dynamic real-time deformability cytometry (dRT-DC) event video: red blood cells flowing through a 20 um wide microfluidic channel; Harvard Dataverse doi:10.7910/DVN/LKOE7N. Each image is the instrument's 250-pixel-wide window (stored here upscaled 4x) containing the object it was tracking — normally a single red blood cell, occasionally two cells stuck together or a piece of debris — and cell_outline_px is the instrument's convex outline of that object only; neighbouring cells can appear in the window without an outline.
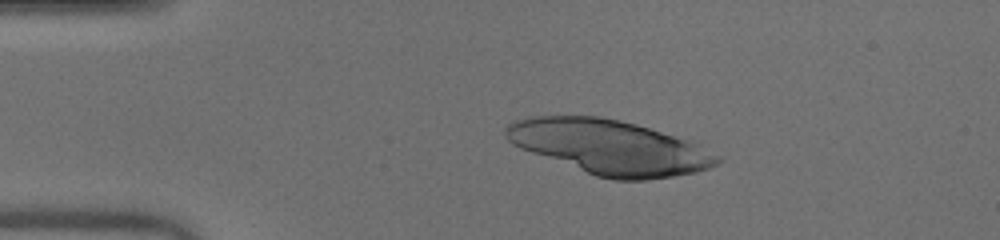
{"species": "human", "species_latin": "Homo sapiens", "temperature_condition": "warm", "stored_images_in_passage": 50, "camera_frame_rate_fps": 3000, "um_per_image_px": 0.085, "donor": {"sex": "male"}, "frame": {"image": 1, "passage_image": 10, "time_ms": 3.0, "image_size_px": [1000, 240], "cell_outline_px": [[724, 160], [720, 164], [696, 172], [648, 180], [616, 180], [596, 176], [520, 148], [512, 144], [504, 136], [504, 128], [508, 124], [516, 120], [528, 116], [600, 116], [620, 120], [636, 124], [688, 140], [700, 144], [720, 156]], "centroid_in_image_um": [51.83, 12.5], "position_along_channel_um": 33.2, "area_um2": 67.11}}
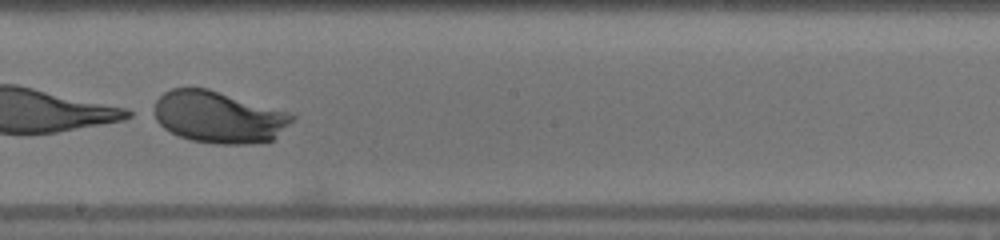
{"frame": {"image": 2, "passage_image": 29, "time_ms": 9.333, "image_size_px": [1000, 240], "cell_outline_px": [[296, 116], [272, 140], [248, 144], [216, 144], [192, 140], [180, 136], [164, 128], [156, 120], [152, 108], [156, 100], [164, 92], [172, 88], [208, 88], [288, 112]], "centroid_in_image_um": [18.54, 9.94], "position_along_channel_um": 229.7, "area_um2": 41.38}}
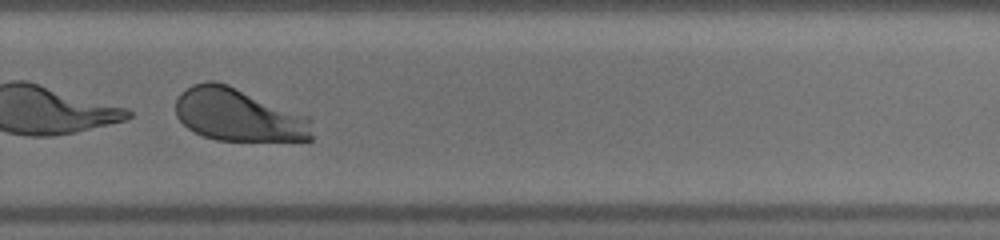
{"frame": {"image": 3, "passage_image": 35, "time_ms": 11.333, "image_size_px": [1000, 240], "cell_outline_px": [[312, 140], [216, 140], [204, 136], [188, 128], [176, 116], [176, 100], [180, 92], [192, 84], [208, 80], [212, 80], [228, 84], [308, 116], [312, 136]], "centroid_in_image_um": [20.23, 9.75], "position_along_channel_um": 309.6, "area_um2": 41.79}}